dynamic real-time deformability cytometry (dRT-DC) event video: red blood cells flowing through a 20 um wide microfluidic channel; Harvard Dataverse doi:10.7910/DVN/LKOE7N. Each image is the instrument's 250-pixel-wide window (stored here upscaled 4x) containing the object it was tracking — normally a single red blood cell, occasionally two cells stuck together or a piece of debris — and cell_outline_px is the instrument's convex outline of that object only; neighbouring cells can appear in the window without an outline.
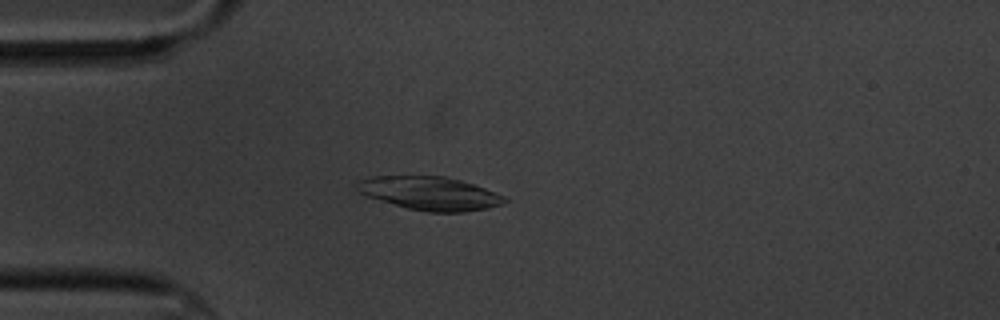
{"species": "common noctule bat (a hibernating species)", "species_latin": "Nyctalus noctula", "temperature_condition": "cold", "stored_images_in_passage": 1, "camera_frame_rate_fps": 3000, "um_per_image_px": 0.085, "animal": {"sex": "male", "body_mass_g": 20.1, "forearm_length_mm": 53.5}, "frame": {"image": 1, "passage_image": 1, "time_ms": 0.0, "image_size_px": [1000, 320], "cell_outline_px": [[508, 200], [500, 204], [488, 208], [464, 212], [428, 212], [408, 208], [368, 196], [360, 192], [356, 188], [360, 180], [372, 176], [444, 176], [460, 180], [484, 188], [504, 196]], "centroid_in_image_um": [36.55, 16.43], "position_along_channel_um": 48.4, "area_um2": 28.26}}